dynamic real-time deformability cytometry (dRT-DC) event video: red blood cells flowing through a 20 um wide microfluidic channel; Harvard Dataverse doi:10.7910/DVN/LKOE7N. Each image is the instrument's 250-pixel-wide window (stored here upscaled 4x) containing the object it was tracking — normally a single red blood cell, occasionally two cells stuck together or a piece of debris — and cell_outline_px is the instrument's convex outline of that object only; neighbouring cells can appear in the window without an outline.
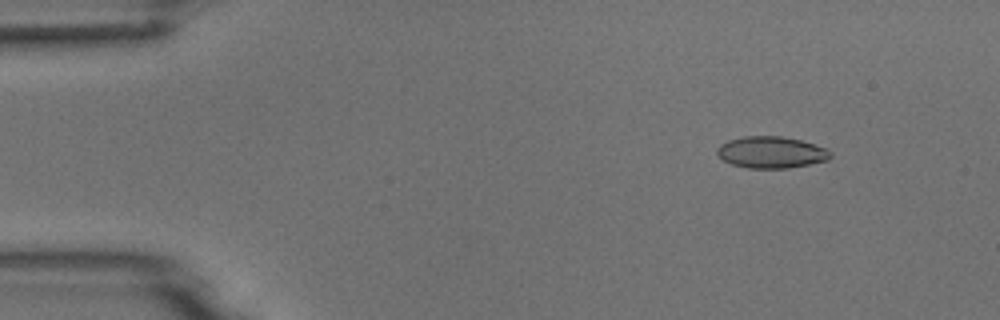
{"species": "common noctule bat (a hibernating species)", "species_latin": "Nyctalus noctula", "temperature_condition": "room temperature", "stored_images_in_passage": 6, "camera_frame_rate_fps": 3000, "um_per_image_px": 0.085, "animal": {"sex": "male", "body_mass_g": 18.8}, "frame": {"image": 1, "passage_image": 2, "time_ms": 1.333, "image_size_px": [1000, 320], "cell_outline_px": [[832, 156], [828, 160], [788, 168], [748, 168], [732, 164], [724, 160], [716, 152], [716, 148], [720, 144], [728, 140], [744, 136], [780, 136], [800, 140], [824, 148], [832, 152]], "centroid_in_image_um": [65.53, 12.94], "position_along_channel_um": 19.5, "area_um2": 20.75}}
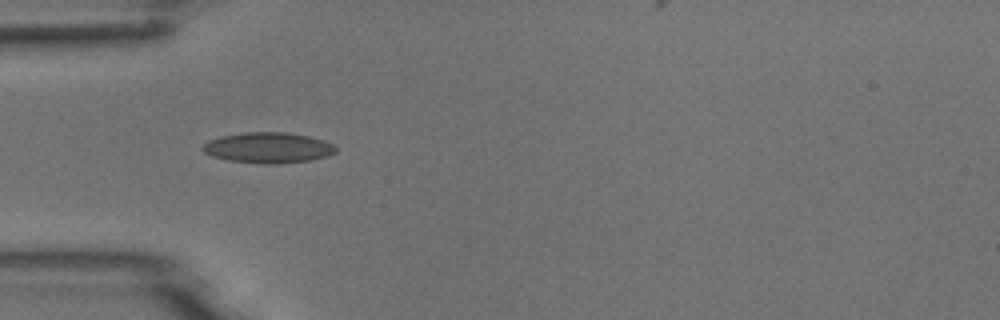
{"frame": {"image": 2, "passage_image": 5, "time_ms": 4.667, "image_size_px": [1000, 320], "cell_outline_px": [[336, 152], [328, 156], [312, 160], [280, 164], [260, 164], [228, 160], [212, 156], [204, 152], [200, 148], [208, 140], [220, 136], [244, 132], [288, 132], [308, 136], [324, 140], [332, 144], [336, 148]], "centroid_in_image_um": [22.79, 12.56], "position_along_channel_um": 62.2, "area_um2": 24.04}}